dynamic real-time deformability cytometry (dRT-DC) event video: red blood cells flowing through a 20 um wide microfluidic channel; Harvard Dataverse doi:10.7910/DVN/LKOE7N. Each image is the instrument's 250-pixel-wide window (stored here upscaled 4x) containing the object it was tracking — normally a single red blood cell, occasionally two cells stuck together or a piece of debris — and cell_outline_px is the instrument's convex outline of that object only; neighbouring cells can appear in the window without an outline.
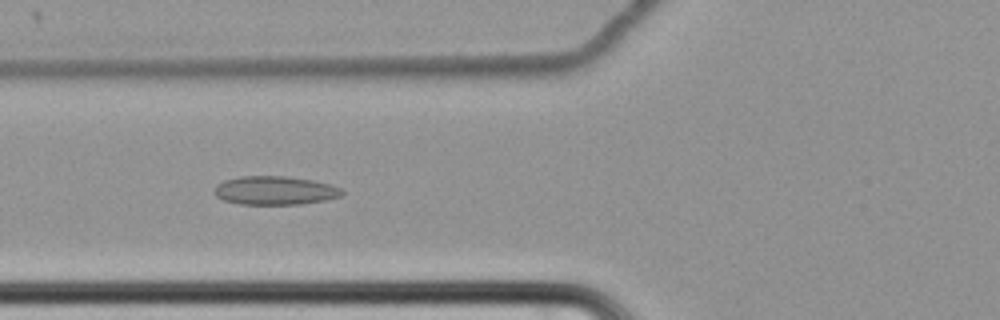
{"species": "common noctule bat (a hibernating species)", "species_latin": "Nyctalus noctula", "temperature_condition": "cold", "stored_images_in_passage": 66, "camera_frame_rate_fps": 3000, "um_per_image_px": 0.085, "animal": {"sex": "female", "body_mass_g": 22.7, "forearm_length_mm": 54.2}, "frame": {"image": 1, "passage_image": 29, "time_ms": 9.333, "image_size_px": [1000, 320], "cell_outline_px": [[344, 192], [340, 196], [324, 200], [300, 204], [240, 204], [224, 200], [216, 196], [212, 192], [216, 184], [224, 180], [240, 176], [284, 176], [312, 180], [328, 184], [340, 188]], "centroid_in_image_um": [23.31, 16.19], "position_along_channel_um": 102.5, "area_um2": 21.21}}
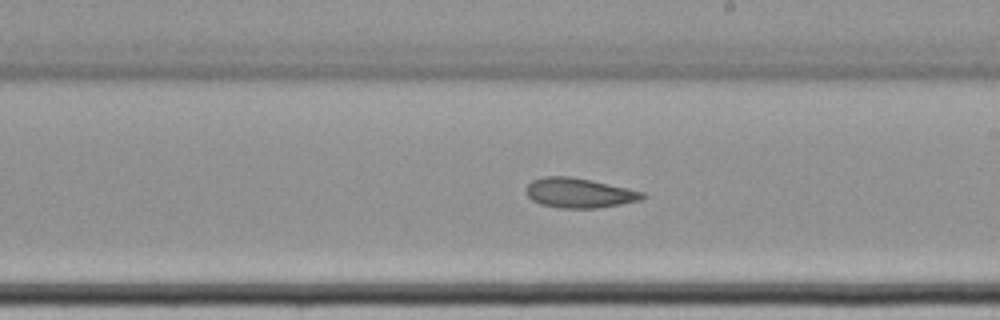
{"frame": {"image": 2, "passage_image": 41, "time_ms": 13.333, "image_size_px": [1000, 320], "cell_outline_px": [[648, 196], [640, 200], [620, 204], [596, 208], [560, 208], [540, 204], [532, 200], [524, 192], [528, 184], [532, 180], [544, 176], [572, 176], [628, 188], [644, 192]], "centroid_in_image_um": [49.21, 16.39], "position_along_channel_um": 239.8, "area_um2": 20.29}}
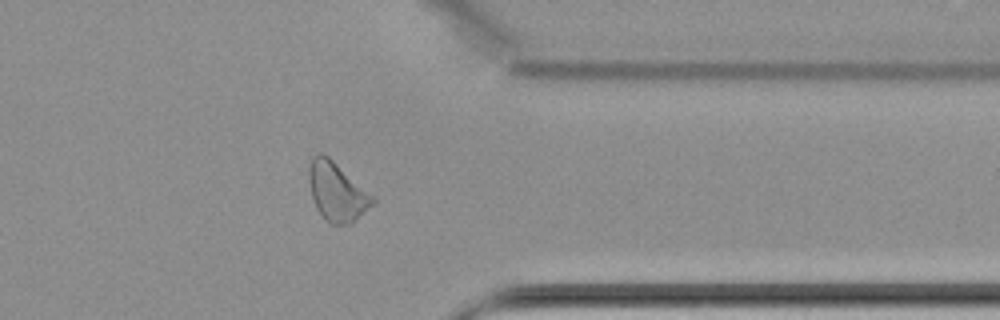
{"frame": {"image": 3, "passage_image": 54, "time_ms": 17.667, "image_size_px": [1000, 320], "cell_outline_px": [[376, 200], [352, 224], [332, 224], [324, 220], [316, 208], [308, 184], [308, 168], [312, 156], [320, 152], [328, 156], [376, 196]], "centroid_in_image_um": [28.63, 16.28], "position_along_channel_um": 382.8, "area_um2": 22.14}, "authors_computed_cell_mechanics": {"area_um2": 22.3686, "velocity_mm_per_s": 3.4313, "shape_relaxation_time_tau1_ms": null, "shape_relaxation_time_tau2_ms": 8.501, "deformation_change_tau1": null, "deformation_change_tau2": 0.1463}}